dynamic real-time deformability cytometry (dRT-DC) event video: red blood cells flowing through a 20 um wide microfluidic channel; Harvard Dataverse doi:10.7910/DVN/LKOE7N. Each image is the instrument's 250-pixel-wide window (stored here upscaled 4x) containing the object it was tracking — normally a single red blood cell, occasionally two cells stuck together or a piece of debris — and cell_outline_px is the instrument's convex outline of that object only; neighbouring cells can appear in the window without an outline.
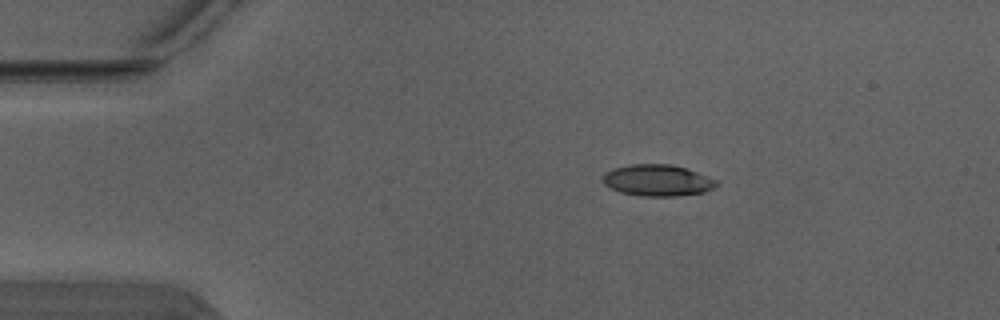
{"species": "Egyptian fruit bat (a non-hibernating species)", "species_latin": "Rousettus aegyptiacus", "temperature_condition": "warm", "stored_images_in_passage": 3, "camera_frame_rate_fps": 3000, "um_per_image_px": 0.085, "animal": {"sex": "male"}, "frame": {"image": 1, "passage_image": 1, "time_ms": 0.0, "image_size_px": [1000, 320], "cell_outline_px": [[720, 184], [704, 192], [676, 196], [644, 196], [620, 192], [604, 184], [604, 172], [612, 168], [632, 164], [672, 164], [720, 180]], "centroid_in_image_um": [55.92, 15.32], "position_along_channel_um": 29.1, "area_um2": 20.81}}
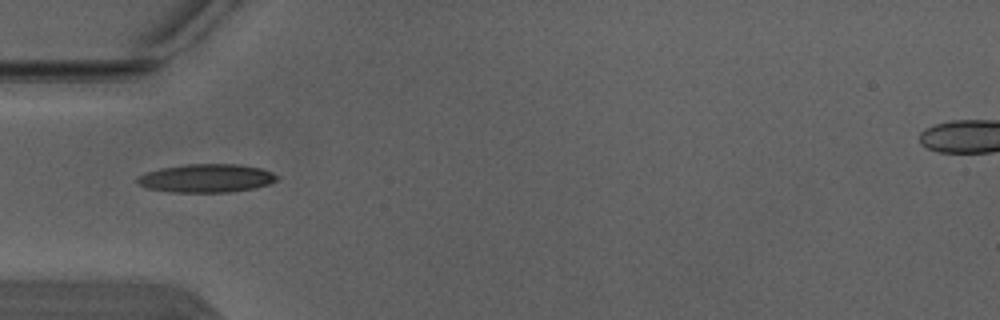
{"frame": {"image": 2, "passage_image": 3, "time_ms": 0.667, "image_size_px": [1000, 320], "cell_outline_px": [[280, 180], [268, 184], [252, 188], [228, 192], [172, 192], [148, 188], [140, 184], [136, 180], [136, 176], [144, 172], [160, 168], [184, 164], [240, 164], [260, 168], [272, 172], [280, 176]], "centroid_in_image_um": [17.55, 15.13], "position_along_channel_um": 67.5, "area_um2": 23.24}}